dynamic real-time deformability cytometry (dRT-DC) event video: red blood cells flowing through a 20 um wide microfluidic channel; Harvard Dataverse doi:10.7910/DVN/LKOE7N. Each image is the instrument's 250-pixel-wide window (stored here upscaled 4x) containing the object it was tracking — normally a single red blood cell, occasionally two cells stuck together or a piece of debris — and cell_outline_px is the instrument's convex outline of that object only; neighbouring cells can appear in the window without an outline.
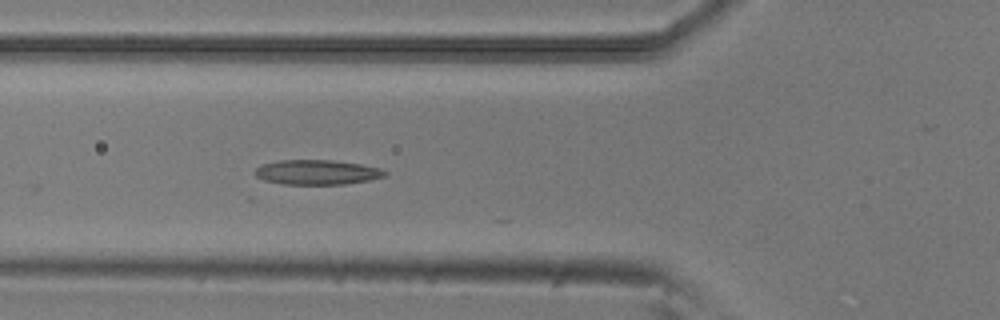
{"species": "common noctule bat (a hibernating species)", "species_latin": "Nyctalus noctula", "temperature_condition": "room temperature", "stored_images_in_passage": 6, "camera_frame_rate_fps": 3000, "um_per_image_px": 0.085, "animal": {"sex": "male", "body_mass_g": 20.5, "forearm_length_mm": 52.5}, "frame": {"image": 1, "passage_image": 6, "time_ms": 1.667, "image_size_px": [1000, 320], "cell_outline_px": [[388, 176], [368, 180], [344, 184], [284, 184], [264, 180], [256, 176], [252, 172], [256, 168], [264, 164], [280, 160], [332, 160], [360, 164], [380, 168], [388, 172]], "centroid_in_image_um": [26.96, 14.64], "position_along_channel_um": 98.8, "area_um2": 18.73}}